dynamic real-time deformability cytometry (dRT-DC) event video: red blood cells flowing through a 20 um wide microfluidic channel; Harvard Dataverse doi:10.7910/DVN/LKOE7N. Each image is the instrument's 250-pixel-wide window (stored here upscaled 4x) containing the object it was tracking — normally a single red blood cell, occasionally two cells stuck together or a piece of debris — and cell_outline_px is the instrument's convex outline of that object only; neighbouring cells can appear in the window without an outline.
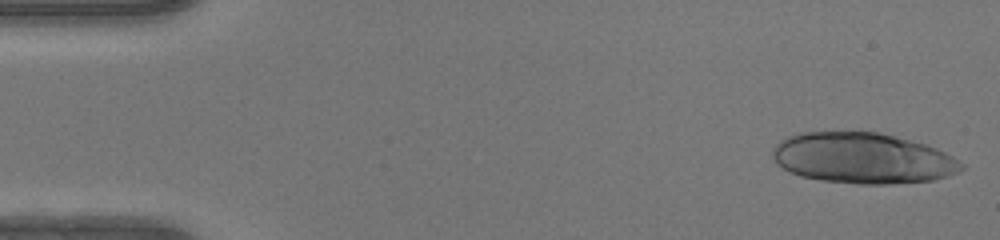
{"species": "human", "species_latin": "Homo sapiens", "temperature_condition": "warm", "stored_images_in_passage": 16, "camera_frame_rate_fps": 3000, "um_per_image_px": 0.085, "donor": {"sex": "female"}, "frame": {"image": 1, "passage_image": 1, "time_ms": 0.0, "image_size_px": [1000, 240], "cell_outline_px": [[964, 168], [960, 172], [948, 176], [932, 180], [892, 184], [856, 184], [820, 180], [800, 176], [776, 164], [772, 156], [772, 152], [776, 144], [780, 140], [796, 132], [880, 132], [924, 144], [936, 148], [952, 156], [964, 164]], "centroid_in_image_um": [73.32, 13.45], "position_along_channel_um": 11.7, "area_um2": 56.01}}
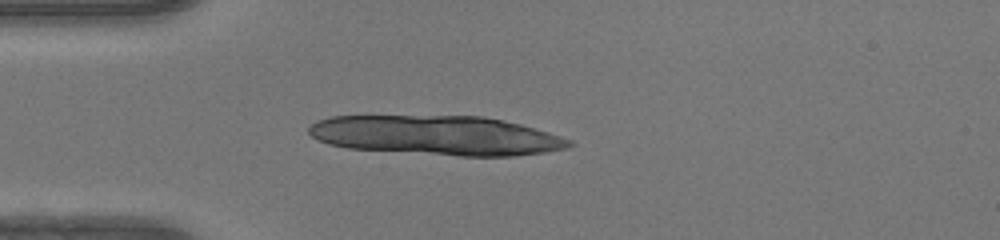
{"frame": {"image": 2, "passage_image": 12, "time_ms": 3.667, "image_size_px": [1000, 240], "cell_outline_px": [[576, 144], [568, 148], [544, 152], [516, 156], [460, 156], [348, 148], [328, 144], [312, 136], [308, 132], [308, 128], [316, 120], [332, 116], [484, 116], [504, 120], [520, 124], [548, 132], [572, 140]], "centroid_in_image_um": [37.14, 11.51], "position_along_channel_um": 47.9, "area_um2": 59.94}}